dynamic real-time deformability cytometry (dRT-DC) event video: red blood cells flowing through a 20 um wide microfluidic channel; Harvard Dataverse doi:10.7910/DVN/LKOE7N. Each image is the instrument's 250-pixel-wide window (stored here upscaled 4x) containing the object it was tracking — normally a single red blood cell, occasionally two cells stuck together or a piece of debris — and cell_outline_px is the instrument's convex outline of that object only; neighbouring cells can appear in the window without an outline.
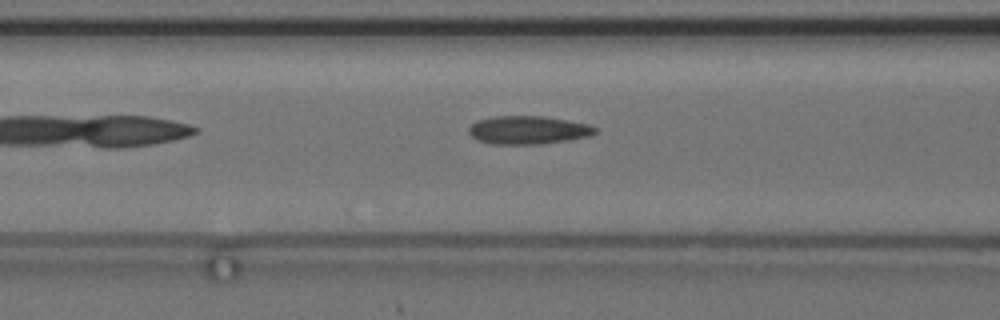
{"species": "common noctule bat (a hibernating species)", "species_latin": "Nyctalus noctula", "temperature_condition": "cold", "stored_images_in_passage": 32, "camera_frame_rate_fps": 3000, "um_per_image_px": 0.085, "animal": {"sex": "female", "body_mass_g": 24.6, "forearm_length_mm": 56.2}, "frame": {"image": 1, "passage_image": 5, "time_ms": 1.333, "image_size_px": [1000, 320], "cell_outline_px": [[596, 132], [588, 136], [568, 140], [540, 144], [492, 144], [476, 140], [468, 132], [468, 128], [476, 120], [492, 116], [544, 116], [588, 124], [596, 128]], "centroid_in_image_um": [44.83, 11.05], "position_along_channel_um": 121.8, "area_um2": 20.81}, "authors_computed_cell_mechanics": {"area_um2": 20.2589, "velocity_mm_per_s": 3.6609, "shape_relaxation_time_tau1_ms": null, "shape_relaxation_time_tau2_ms": 2.453, "deformation_change_tau1": null, "deformation_change_tau2": 0.0908}}